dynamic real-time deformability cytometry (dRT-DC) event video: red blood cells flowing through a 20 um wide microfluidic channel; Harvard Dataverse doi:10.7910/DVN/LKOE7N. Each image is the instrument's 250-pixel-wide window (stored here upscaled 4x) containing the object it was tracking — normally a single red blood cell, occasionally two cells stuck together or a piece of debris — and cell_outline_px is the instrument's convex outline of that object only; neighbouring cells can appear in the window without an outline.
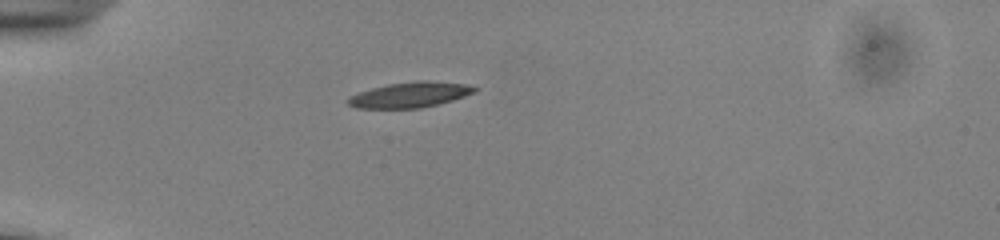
{"species": "common noctule bat (a hibernating species)", "species_latin": "Nyctalus noctula", "temperature_condition": "cold", "stored_images_in_passage": 39, "camera_frame_rate_fps": 3000, "um_per_image_px": 0.085, "animal": {"sex": "male", "body_mass_g": 13.0, "forearm_length_mm": 53.1}, "frame": {"image": 1, "passage_image": 1, "time_ms": 0.0, "image_size_px": [1000, 240], "cell_outline_px": [[480, 88], [476, 92], [452, 100], [420, 108], [356, 108], [348, 104], [344, 100], [360, 92], [372, 88], [388, 84], [416, 80], [428, 80], [468, 84]], "centroid_in_image_um": [34.88, 8.04], "position_along_channel_um": 50.1, "area_um2": 18.79}}
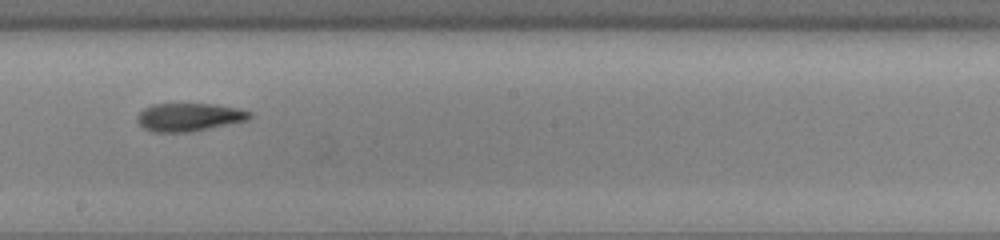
{"frame": {"image": 2, "passage_image": 17, "time_ms": 5.333, "image_size_px": [1000, 240], "cell_outline_px": [[252, 116], [248, 120], [188, 132], [152, 132], [144, 128], [136, 120], [136, 116], [144, 108], [152, 104], [216, 104], [236, 108], [252, 112]], "centroid_in_image_um": [16.05, 9.95], "position_along_channel_um": 232.2, "area_um2": 18.32}}
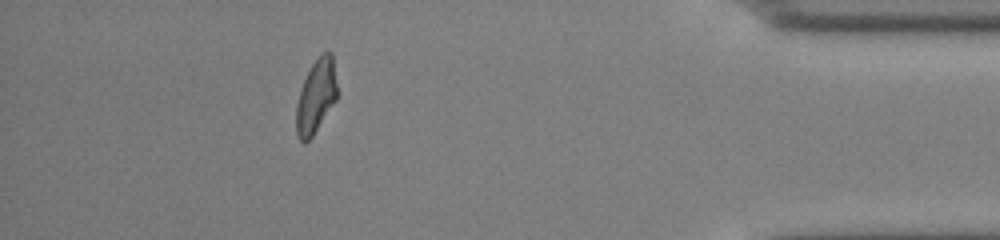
{"frame": {"image": 3, "passage_image": 34, "time_ms": 11.0, "image_size_px": [1000, 240], "cell_outline_px": [[336, 100], [312, 136], [304, 144], [296, 136], [296, 104], [300, 88], [312, 64], [320, 52], [332, 52], [336, 84]], "centroid_in_image_um": [26.83, 8.19], "position_along_channel_um": 408.4, "area_um2": 17.46}, "authors_computed_cell_mechanics": {"area_um2": 18.3226, "velocity_mm_per_s": 3.8473, "shape_relaxation_time_tau1_ms": 4.1098, "shape_relaxation_time_tau2_ms": 2.4526, "deformation_change_tau1": 0.1276, "deformation_change_tau2": 0.0928}}